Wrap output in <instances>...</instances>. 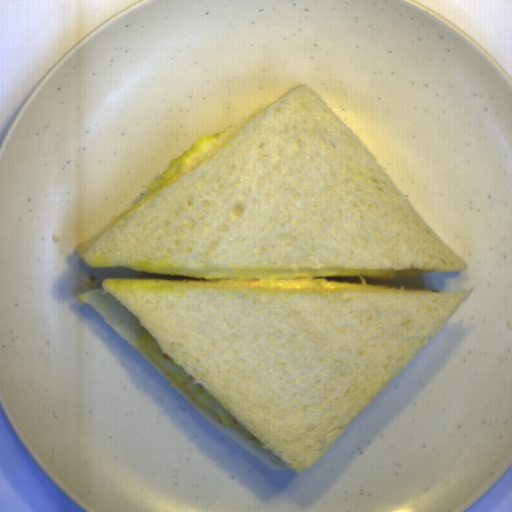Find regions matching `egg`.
<instances>
[{"label":"egg","mask_w":512,"mask_h":512,"mask_svg":"<svg viewBox=\"0 0 512 512\" xmlns=\"http://www.w3.org/2000/svg\"><path fill=\"white\" fill-rule=\"evenodd\" d=\"M138 342L160 370L176 384L188 397L203 407L225 427H237L259 445L264 444L249 429L223 408L215 398L199 383H193L195 377L187 374L182 366L161 350L158 341L145 329L138 336Z\"/></svg>","instance_id":"2799bb9f"},{"label":"egg","mask_w":512,"mask_h":512,"mask_svg":"<svg viewBox=\"0 0 512 512\" xmlns=\"http://www.w3.org/2000/svg\"><path fill=\"white\" fill-rule=\"evenodd\" d=\"M243 124V123H242ZM242 124H235L228 129L217 133L215 135L204 134L198 140L194 142L191 148L180 154L174 159H171L168 167L163 173L148 185L147 195L140 200L137 204L129 208L127 211L117 217V220L138 207L156 192L171 184L175 180L184 176L212 156L220 151L225 145H227L232 139H234Z\"/></svg>","instance_id":"db1cbce2"},{"label":"egg","mask_w":512,"mask_h":512,"mask_svg":"<svg viewBox=\"0 0 512 512\" xmlns=\"http://www.w3.org/2000/svg\"><path fill=\"white\" fill-rule=\"evenodd\" d=\"M128 267V266H127ZM136 272L203 279L222 288L302 292L358 293L396 289L366 279H392L427 274L421 269L374 268H176L128 267Z\"/></svg>","instance_id":"d2b9013d"}]
</instances>
